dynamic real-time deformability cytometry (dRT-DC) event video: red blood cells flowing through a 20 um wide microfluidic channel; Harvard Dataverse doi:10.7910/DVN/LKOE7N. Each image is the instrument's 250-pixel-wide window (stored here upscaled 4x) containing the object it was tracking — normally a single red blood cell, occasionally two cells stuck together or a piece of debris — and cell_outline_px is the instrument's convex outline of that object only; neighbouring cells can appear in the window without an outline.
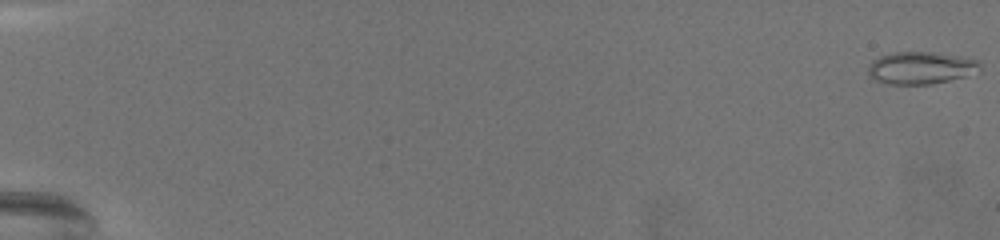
{"species": "common noctule bat (a hibernating species)", "species_latin": "Nyctalus noctula", "temperature_condition": "warm", "stored_images_in_passage": 72, "camera_frame_rate_fps": 3000, "um_per_image_px": 0.085, "animal": {"sex": "female", "body_mass_g": 19.5, "forearm_length_mm": 54.1}, "frame": {"image": 1, "passage_image": 1, "time_ms": 0.0, "image_size_px": [1000, 240], "cell_outline_px": [[980, 72], [948, 80], [928, 84], [888, 84], [876, 80], [868, 76], [868, 68], [872, 60], [880, 56], [896, 52], [928, 52], [980, 60]], "centroid_in_image_um": [78.25, 5.77], "position_along_channel_um": 6.8, "area_um2": 20.81}}
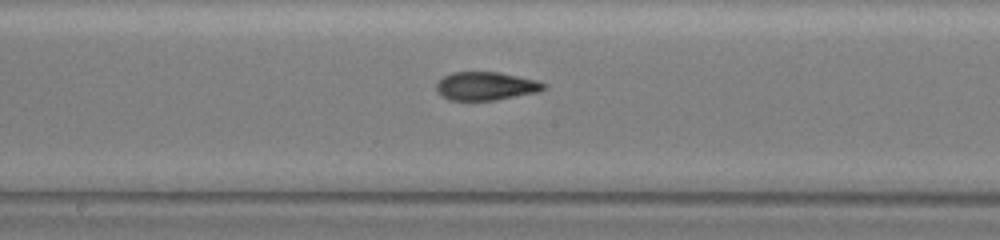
{"frame": {"image": 2, "passage_image": 42, "time_ms": 13.667, "image_size_px": [1000, 240], "cell_outline_px": [[548, 88], [540, 92], [496, 100], [448, 100], [440, 96], [436, 92], [436, 84], [444, 76], [452, 72], [500, 72], [536, 80], [548, 84]], "centroid_in_image_um": [41.33, 7.32], "position_along_channel_um": 206.9, "area_um2": 18.03}}
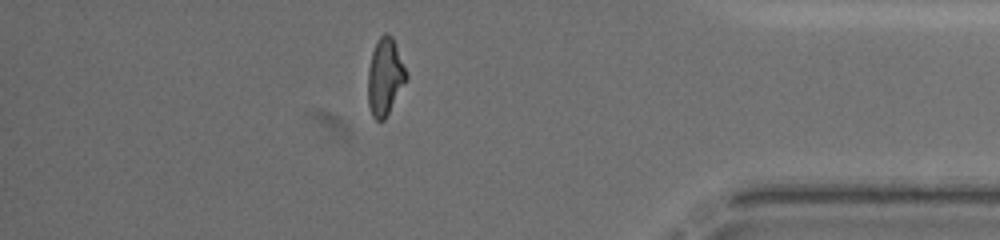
{"frame": {"image": 3, "passage_image": 64, "time_ms": 21.0, "image_size_px": [1000, 240], "cell_outline_px": [[408, 76], [384, 120], [376, 120], [372, 116], [368, 104], [368, 68], [372, 52], [380, 36], [384, 32], [388, 32], [392, 36]], "centroid_in_image_um": [32.7, 6.51], "position_along_channel_um": 402.5, "area_um2": 16.88}, "authors_computed_cell_mechanics": {"area_um2": 17.8024, "velocity_mm_per_s": 3.041, "shape_relaxation_time_tau1_ms": null, "shape_relaxation_time_tau2_ms": 2.3458, "deformation_change_tau1": null, "deformation_change_tau2": 0.0756}}